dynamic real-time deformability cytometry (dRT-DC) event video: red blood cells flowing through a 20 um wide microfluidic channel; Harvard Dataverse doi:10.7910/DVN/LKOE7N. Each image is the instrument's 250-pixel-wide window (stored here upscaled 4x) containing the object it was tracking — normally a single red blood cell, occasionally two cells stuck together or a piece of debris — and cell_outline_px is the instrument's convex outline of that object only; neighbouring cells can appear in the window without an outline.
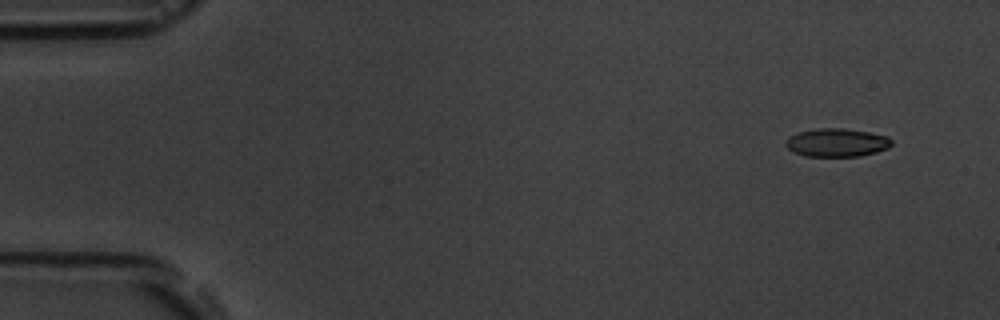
{"species": "common noctule bat (a hibernating species)", "species_latin": "Nyctalus noctula", "temperature_condition": "room temperature", "stored_images_in_passage": 7, "segment_of_instrument_passage": [1, 2], "camera_frame_rate_fps": 3000, "um_per_image_px": 0.085, "animal": {"sex": "male", "body_mass_g": 19.5, "forearm_length_mm": 54.6}, "frame": {"image": 1, "passage_image": 2, "time_ms": 1.333, "image_size_px": [1000, 320], "cell_outline_px": [[892, 144], [888, 148], [876, 152], [860, 156], [804, 156], [788, 148], [784, 144], [788, 136], [800, 132], [820, 128], [844, 128], [868, 132], [888, 136], [892, 140]], "centroid_in_image_um": [71.14, 12.12], "position_along_channel_um": 13.9, "area_um2": 17.4}}
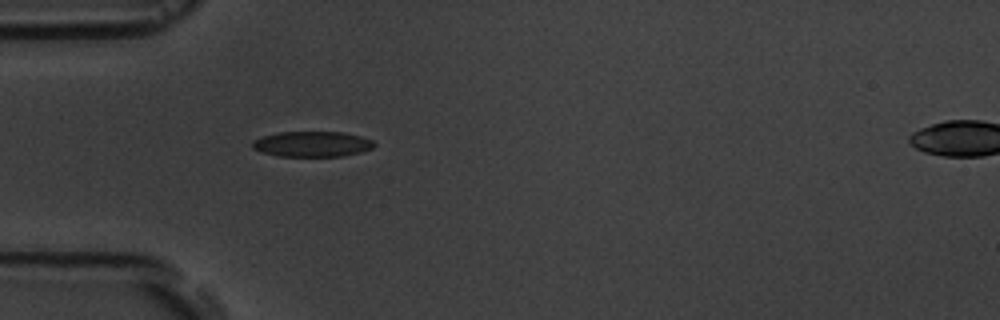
{"frame": {"image": 2, "passage_image": 6, "time_ms": 5.667, "image_size_px": [1000, 320], "cell_outline_px": [[376, 144], [372, 148], [360, 152], [344, 156], [276, 156], [260, 152], [252, 148], [252, 140], [264, 136], [280, 132], [344, 132], [360, 136], [372, 140]], "centroid_in_image_um": [26.52, 12.25], "position_along_channel_um": 58.5, "area_um2": 18.09}}